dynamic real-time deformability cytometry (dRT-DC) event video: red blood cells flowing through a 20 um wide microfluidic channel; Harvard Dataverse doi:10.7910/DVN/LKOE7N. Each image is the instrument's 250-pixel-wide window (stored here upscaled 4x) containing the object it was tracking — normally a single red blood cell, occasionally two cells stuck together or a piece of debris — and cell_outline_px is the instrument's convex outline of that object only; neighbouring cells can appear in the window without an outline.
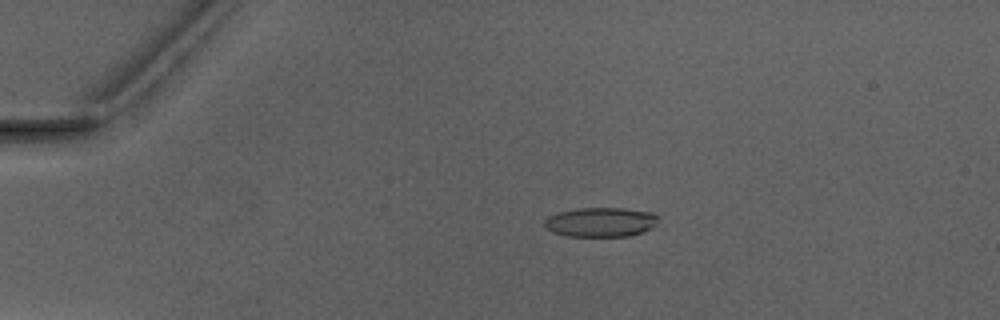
{"species": "Egyptian fruit bat (a non-hibernating species)", "species_latin": "Rousettus aegyptiacus", "temperature_condition": "warm", "stored_images_in_passage": 5, "camera_frame_rate_fps": 3000, "um_per_image_px": 0.085, "animal": {"sex": "male"}, "frame": {"image": 1, "passage_image": 3, "time_ms": 2.667, "image_size_px": [1000, 320], "cell_outline_px": [[656, 224], [652, 228], [628, 236], [568, 236], [552, 232], [544, 224], [544, 220], [548, 216], [560, 212], [576, 208], [624, 208], [652, 212], [656, 216]], "centroid_in_image_um": [51.04, 18.87], "position_along_channel_um": 34.0, "area_um2": 19.36}}
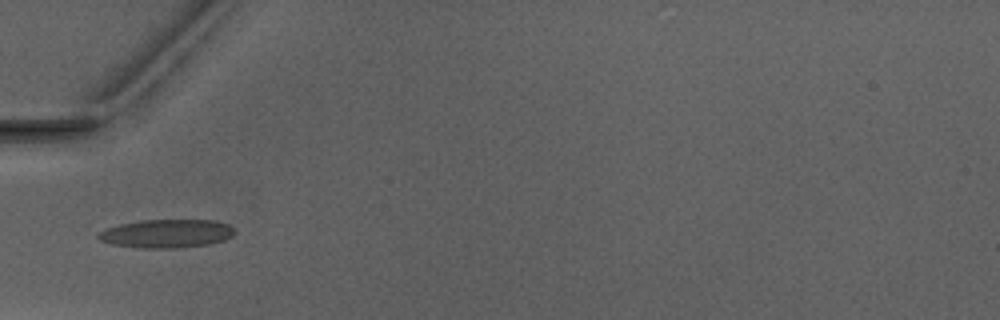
{"frame": {"image": 2, "passage_image": 5, "time_ms": 5.0, "image_size_px": [1000, 320], "cell_outline_px": [[236, 232], [232, 236], [224, 240], [208, 244], [176, 248], [140, 248], [112, 244], [100, 240], [96, 236], [100, 232], [108, 228], [120, 224], [140, 220], [216, 220], [228, 224]], "centroid_in_image_um": [14.18, 19.85], "position_along_channel_um": 70.8, "area_um2": 22.54}}